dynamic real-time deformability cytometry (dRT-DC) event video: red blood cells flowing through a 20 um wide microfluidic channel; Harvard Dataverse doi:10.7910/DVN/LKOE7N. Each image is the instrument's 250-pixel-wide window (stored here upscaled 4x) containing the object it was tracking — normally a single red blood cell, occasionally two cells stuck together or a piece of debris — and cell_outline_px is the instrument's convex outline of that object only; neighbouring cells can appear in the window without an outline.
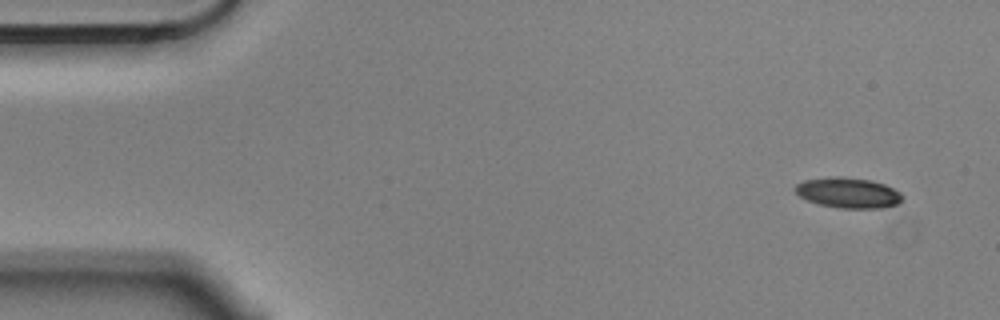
{"species": "Egyptian fruit bat (a non-hibernating species)", "species_latin": "Rousettus aegyptiacus", "temperature_condition": "cold", "stored_images_in_passage": 3, "camera_frame_rate_fps": 3000, "um_per_image_px": 0.085, "animal": {"sex": "male"}, "frame": {"image": 1, "passage_image": 1, "time_ms": 0.0, "image_size_px": [1000, 320], "cell_outline_px": [[904, 200], [896, 204], [884, 208], [840, 208], [820, 204], [808, 200], [800, 196], [792, 188], [796, 184], [804, 180], [836, 176], [840, 176], [872, 180], [884, 184], [900, 192], [904, 196]], "centroid_in_image_um": [72.11, 16.38], "position_along_channel_um": 12.9, "area_um2": 19.07}}